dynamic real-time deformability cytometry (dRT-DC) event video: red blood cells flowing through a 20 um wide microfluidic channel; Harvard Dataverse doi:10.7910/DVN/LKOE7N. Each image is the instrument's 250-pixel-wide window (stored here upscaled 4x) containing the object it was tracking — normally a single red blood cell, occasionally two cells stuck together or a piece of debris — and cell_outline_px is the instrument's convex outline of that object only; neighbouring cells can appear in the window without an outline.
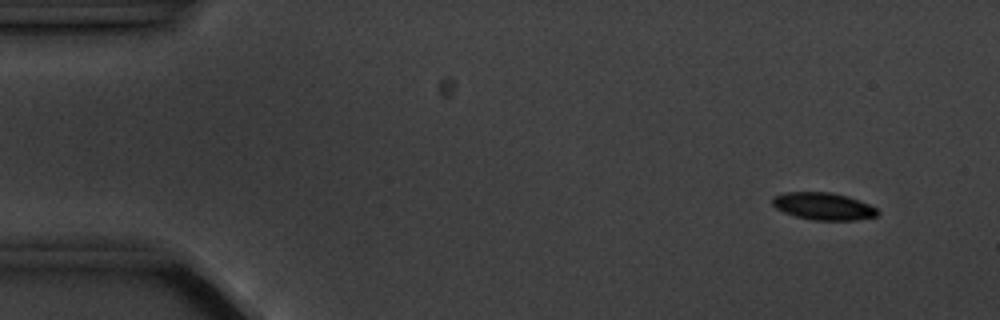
{"species": "common noctule bat (a hibernating species)", "species_latin": "Nyctalus noctula", "temperature_condition": "cold", "stored_images_in_passage": 9, "camera_frame_rate_fps": 3000, "um_per_image_px": 0.085, "animal": {"sex": "male", "body_mass_g": 20.1, "forearm_length_mm": 53.5}, "frame": {"image": 1, "passage_image": 2, "time_ms": 1.333, "image_size_px": [1000, 320], "cell_outline_px": [[880, 212], [876, 216], [856, 220], [812, 220], [796, 216], [784, 212], [776, 208], [772, 204], [772, 196], [784, 192], [832, 192], [848, 196], [860, 200], [876, 208]], "centroid_in_image_um": [69.98, 17.52], "position_along_channel_um": 15.0, "area_um2": 16.82}}
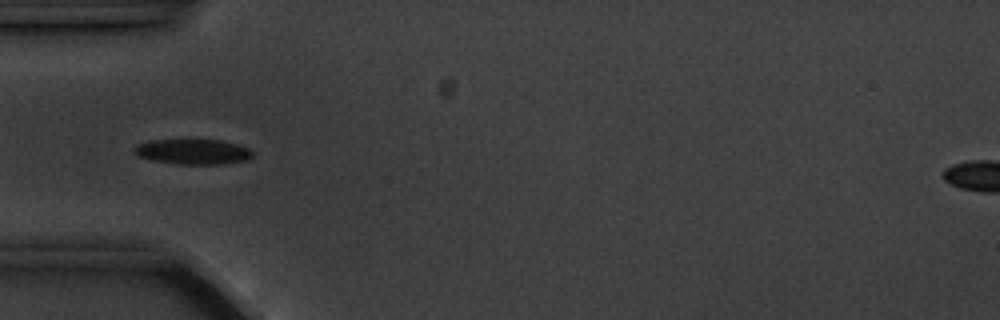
{"frame": {"image": 2, "passage_image": 6, "time_ms": 5.667, "image_size_px": [1000, 320], "cell_outline_px": [[252, 156], [244, 160], [220, 164], [176, 164], [152, 160], [140, 156], [132, 152], [132, 148], [136, 144], [148, 140], [220, 140], [236, 144], [248, 148], [252, 152]], "centroid_in_image_um": [16.32, 12.89], "position_along_channel_um": 68.7, "area_um2": 17.28}}